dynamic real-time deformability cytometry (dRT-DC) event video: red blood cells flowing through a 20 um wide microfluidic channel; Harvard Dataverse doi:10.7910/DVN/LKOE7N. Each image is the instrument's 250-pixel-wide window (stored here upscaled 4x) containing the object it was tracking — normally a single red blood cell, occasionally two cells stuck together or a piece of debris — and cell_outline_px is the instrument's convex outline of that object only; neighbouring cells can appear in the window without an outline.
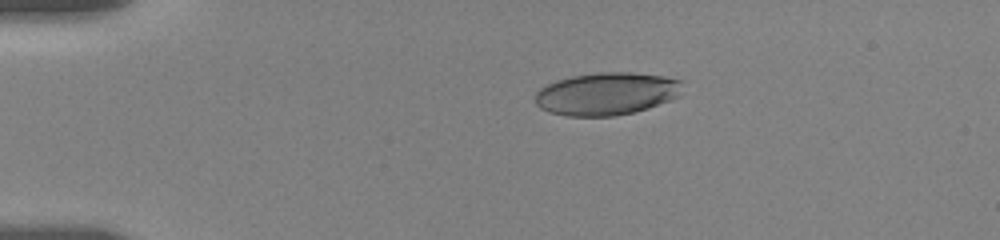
{"species": "human", "species_latin": "Homo sapiens", "temperature_condition": "room temperature", "stored_images_in_passage": 45, "camera_frame_rate_fps": 3000, "um_per_image_px": 0.085, "donor": {"sex": "female"}, "frame": {"image": 1, "passage_image": 1, "time_ms": 0.0, "image_size_px": [1000, 240], "cell_outline_px": [[684, 80], [680, 96], [672, 100], [648, 108], [632, 112], [612, 116], [568, 116], [548, 112], [540, 108], [536, 104], [536, 92], [540, 88], [556, 80], [572, 76], [600, 72], [632, 72], [664, 76]], "centroid_in_image_um": [51.6, 7.96], "position_along_channel_um": 33.4, "area_um2": 36.88}}
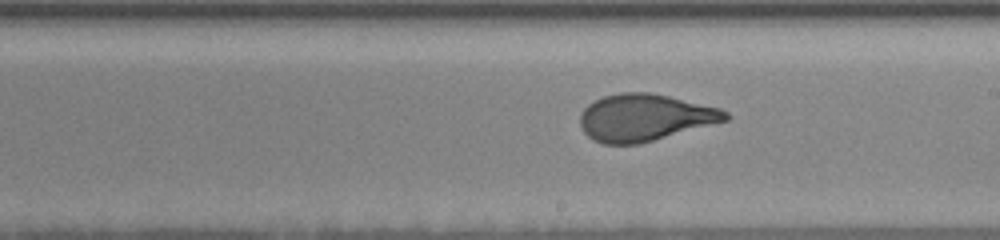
{"frame": {"image": 2, "passage_image": 22, "time_ms": 7.0, "image_size_px": [1000, 240], "cell_outline_px": [[732, 116], [728, 120], [652, 140], [636, 144], [604, 144], [592, 140], [584, 132], [580, 124], [580, 112], [588, 104], [604, 96], [620, 92], [648, 92], [668, 96], [720, 108], [728, 112]], "centroid_in_image_um": [54.78, 9.98], "position_along_channel_um": 234.2, "area_um2": 39.54}}
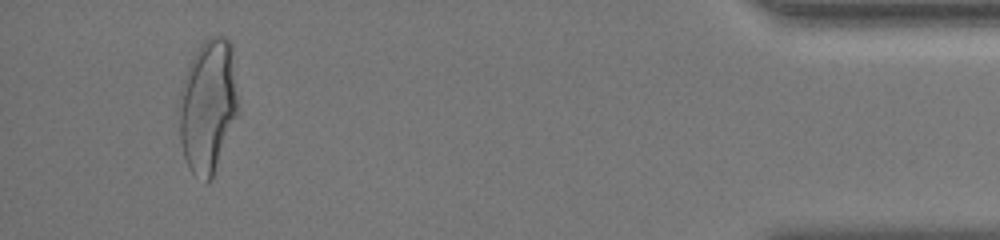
{"frame": {"image": 3, "passage_image": 42, "time_ms": 13.667, "image_size_px": [1000, 240], "cell_outline_px": [[240, 112], [212, 176], [204, 184], [188, 168], [180, 144], [176, 108], [180, 84], [192, 56], [200, 44], [208, 36], [224, 36], [232, 44], [240, 104]], "centroid_in_image_um": [17.66, 8.97], "position_along_channel_um": 417.5, "area_um2": 47.74}, "authors_computed_cell_mechanics": {"area_um2": 39.9398, "velocity_mm_per_s": 3.6517, "shape_relaxation_time_tau1_ms": 4.8397, "shape_relaxation_time_tau2_ms": null, "deformation_change_tau1": 0.1965, "deformation_change_tau2": null}}